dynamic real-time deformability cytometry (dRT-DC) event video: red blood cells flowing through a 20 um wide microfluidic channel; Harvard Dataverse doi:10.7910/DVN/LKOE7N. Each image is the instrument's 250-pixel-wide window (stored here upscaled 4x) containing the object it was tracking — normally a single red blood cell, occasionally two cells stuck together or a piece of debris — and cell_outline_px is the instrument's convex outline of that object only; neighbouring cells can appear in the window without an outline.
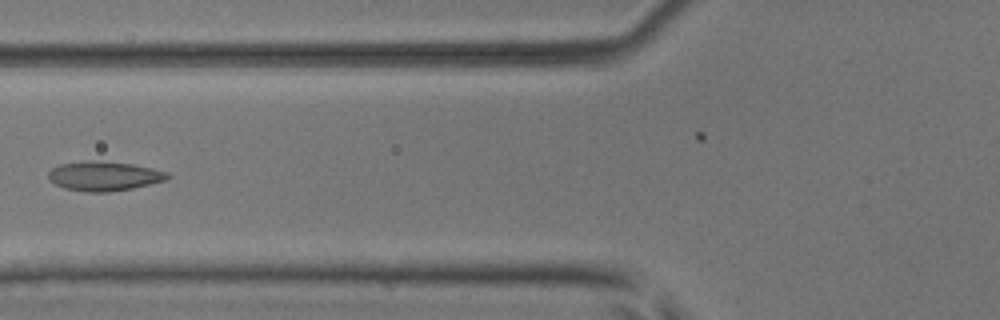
{"species": "common noctule bat (a hibernating species)", "species_latin": "Nyctalus noctula", "temperature_condition": "room temperature", "stored_images_in_passage": 3, "camera_frame_rate_fps": 3000, "um_per_image_px": 0.085, "animal": {"sex": "male", "body_mass_g": 17.9, "forearm_length_mm": 54.2}, "frame": {"image": 1, "passage_image": 3, "time_ms": 0.667, "image_size_px": [1000, 320], "cell_outline_px": [[172, 176], [164, 180], [132, 188], [108, 192], [88, 192], [64, 188], [56, 184], [48, 176], [48, 172], [52, 168], [60, 164], [88, 160], [92, 160], [132, 164], [152, 168], [168, 172]], "centroid_in_image_um": [8.85, 14.96], "position_along_channel_um": 117.0, "area_um2": 20.23}}